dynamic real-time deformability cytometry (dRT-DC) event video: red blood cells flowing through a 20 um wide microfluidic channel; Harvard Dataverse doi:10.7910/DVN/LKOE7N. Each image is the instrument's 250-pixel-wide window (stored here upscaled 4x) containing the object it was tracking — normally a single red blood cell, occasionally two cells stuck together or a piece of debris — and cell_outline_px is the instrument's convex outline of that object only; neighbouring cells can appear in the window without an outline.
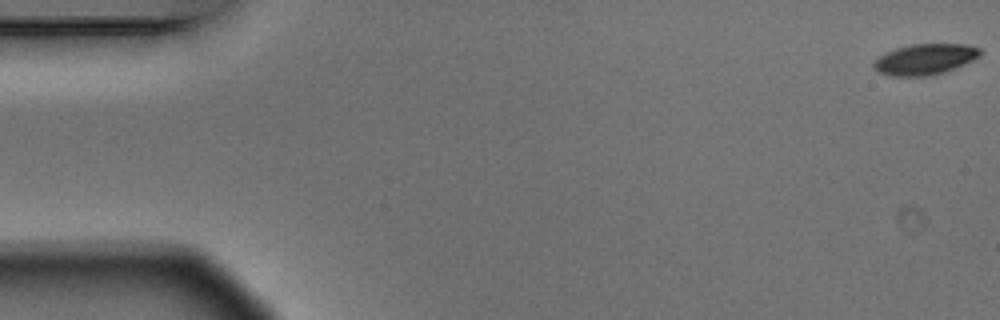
{"species": "Egyptian fruit bat (a non-hibernating species)", "species_latin": "Rousettus aegyptiacus", "temperature_condition": "warm", "stored_images_in_passage": 4, "camera_frame_rate_fps": 3000, "um_per_image_px": 0.085, "animal": {"sex": "male"}, "frame": {"image": 1, "passage_image": 1, "time_ms": 0.0, "image_size_px": [1000, 320], "cell_outline_px": [[980, 56], [972, 60], [944, 72], [928, 76], [888, 76], [880, 72], [872, 64], [884, 52], [896, 48], [912, 44], [964, 44], [980, 48]], "centroid_in_image_um": [78.6, 5.03], "position_along_channel_um": 6.4, "area_um2": 18.9}}
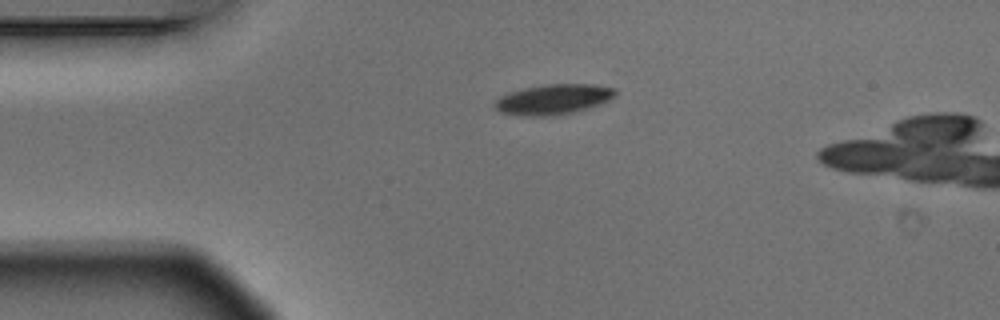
{"frame": {"image": 2, "passage_image": 4, "time_ms": 1.0, "image_size_px": [1000, 320], "cell_outline_px": [[616, 92], [608, 100], [600, 104], [588, 108], [572, 112], [548, 116], [528, 116], [500, 112], [492, 104], [500, 96], [524, 88], [548, 84], [596, 84], [612, 88]], "centroid_in_image_um": [47.01, 8.44], "position_along_channel_um": 38.0, "area_um2": 20.87}}